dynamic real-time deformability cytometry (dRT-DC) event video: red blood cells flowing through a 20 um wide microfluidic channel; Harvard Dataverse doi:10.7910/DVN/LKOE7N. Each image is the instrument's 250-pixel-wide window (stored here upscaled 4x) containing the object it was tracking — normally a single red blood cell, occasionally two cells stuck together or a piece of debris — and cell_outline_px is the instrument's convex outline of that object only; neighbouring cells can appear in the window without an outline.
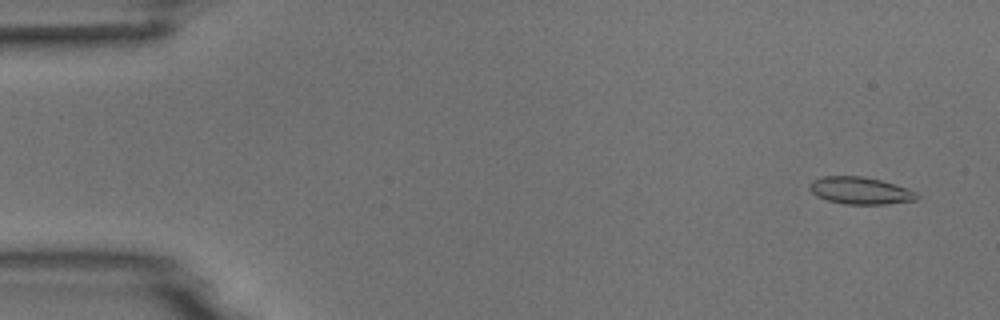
{"species": "common noctule bat (a hibernating species)", "species_latin": "Nyctalus noctula", "temperature_condition": "room temperature", "stored_images_in_passage": 5, "camera_frame_rate_fps": 3000, "um_per_image_px": 0.085, "animal": {"sex": "male", "body_mass_g": 18.8}, "frame": {"image": 1, "passage_image": 1, "time_ms": 0.0, "image_size_px": [1000, 320], "cell_outline_px": [[920, 196], [916, 200], [884, 204], [844, 204], [828, 200], [816, 196], [808, 188], [808, 184], [812, 180], [820, 176], [864, 176], [880, 180], [908, 188], [916, 192]], "centroid_in_image_um": [73.09, 16.19], "position_along_channel_um": 11.9, "area_um2": 17.11}}
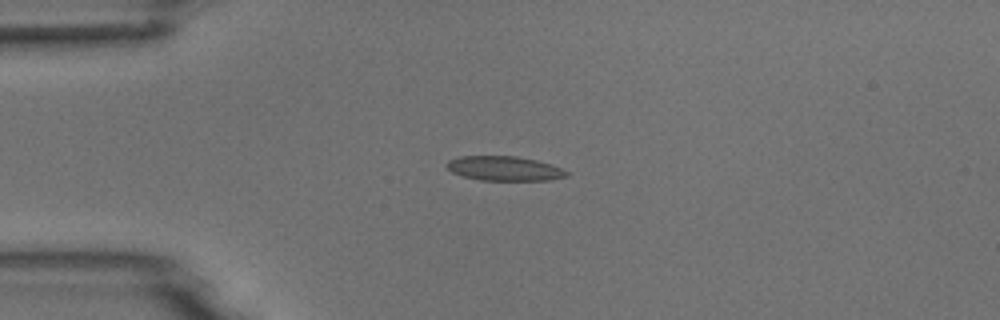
{"frame": {"image": 2, "passage_image": 3, "time_ms": 3.333, "image_size_px": [1000, 320], "cell_outline_px": [[568, 176], [548, 180], [480, 180], [464, 176], [452, 172], [444, 164], [448, 160], [460, 156], [516, 156], [536, 160], [560, 168], [568, 172]], "centroid_in_image_um": [42.83, 14.31], "position_along_channel_um": 42.2, "area_um2": 16.94}}